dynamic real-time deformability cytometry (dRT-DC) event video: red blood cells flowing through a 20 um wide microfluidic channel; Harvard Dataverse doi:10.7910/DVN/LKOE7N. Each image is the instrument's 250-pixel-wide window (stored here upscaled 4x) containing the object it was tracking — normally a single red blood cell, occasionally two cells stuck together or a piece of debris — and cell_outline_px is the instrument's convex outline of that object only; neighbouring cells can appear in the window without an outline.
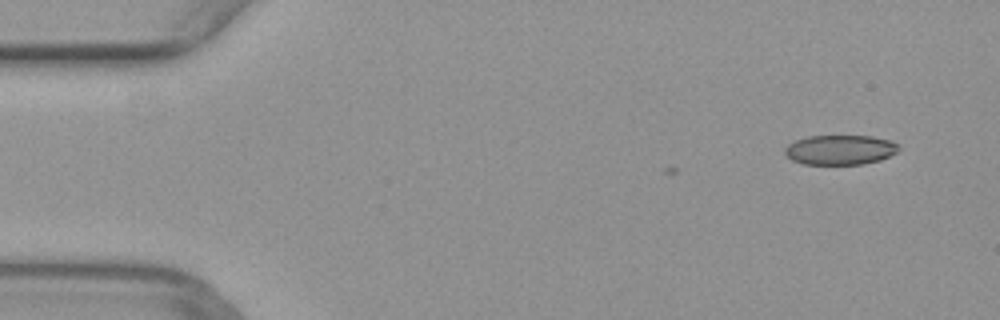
{"species": "common noctule bat (a hibernating species)", "species_latin": "Nyctalus noctula", "temperature_condition": "warm", "stored_images_in_passage": 6, "camera_frame_rate_fps": 3000, "um_per_image_px": 0.085, "animal": {"sex": "female", "body_mass_g": 29.2, "forearm_length_mm": 56.3}, "frame": {"image": 1, "passage_image": 1, "time_ms": 0.0, "image_size_px": [1000, 320], "cell_outline_px": [[900, 148], [896, 152], [880, 160], [864, 164], [804, 164], [792, 160], [784, 152], [784, 148], [788, 144], [796, 140], [808, 136], [872, 136], [888, 140], [896, 144]], "centroid_in_image_um": [71.38, 12.73], "position_along_channel_um": 13.6, "area_um2": 19.59}}